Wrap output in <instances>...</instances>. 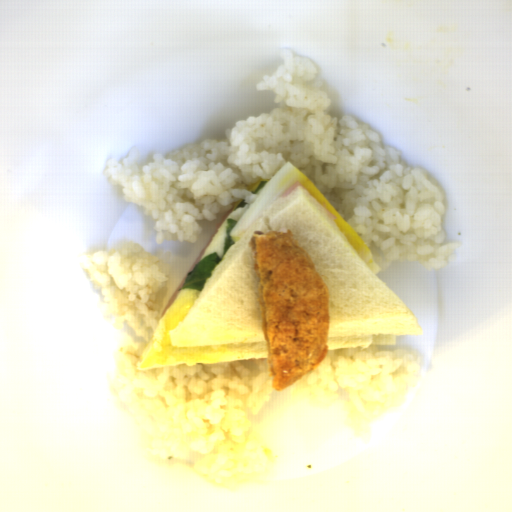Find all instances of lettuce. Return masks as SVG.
<instances>
[{
    "label": "lettuce",
    "mask_w": 512,
    "mask_h": 512,
    "mask_svg": "<svg viewBox=\"0 0 512 512\" xmlns=\"http://www.w3.org/2000/svg\"><path fill=\"white\" fill-rule=\"evenodd\" d=\"M267 182L268 181H264V180H261L260 182H258L257 188L251 193L258 195L260 193V191L264 188V186L266 185Z\"/></svg>",
    "instance_id": "lettuce-3"
},
{
    "label": "lettuce",
    "mask_w": 512,
    "mask_h": 512,
    "mask_svg": "<svg viewBox=\"0 0 512 512\" xmlns=\"http://www.w3.org/2000/svg\"><path fill=\"white\" fill-rule=\"evenodd\" d=\"M236 223H237L236 220H234L232 218H227V224H226V228H225L224 247H223L224 255L234 244V241L232 240L230 233H231L233 227L236 225Z\"/></svg>",
    "instance_id": "lettuce-2"
},
{
    "label": "lettuce",
    "mask_w": 512,
    "mask_h": 512,
    "mask_svg": "<svg viewBox=\"0 0 512 512\" xmlns=\"http://www.w3.org/2000/svg\"><path fill=\"white\" fill-rule=\"evenodd\" d=\"M222 258L219 257L217 252L210 253L205 258L200 260L193 268L189 271L185 277L180 290L192 289L199 293L205 289L207 279L212 277V271L217 268Z\"/></svg>",
    "instance_id": "lettuce-1"
},
{
    "label": "lettuce",
    "mask_w": 512,
    "mask_h": 512,
    "mask_svg": "<svg viewBox=\"0 0 512 512\" xmlns=\"http://www.w3.org/2000/svg\"><path fill=\"white\" fill-rule=\"evenodd\" d=\"M248 203H244V199L235 207L234 210H236L237 208H243L247 205Z\"/></svg>",
    "instance_id": "lettuce-4"
}]
</instances>
